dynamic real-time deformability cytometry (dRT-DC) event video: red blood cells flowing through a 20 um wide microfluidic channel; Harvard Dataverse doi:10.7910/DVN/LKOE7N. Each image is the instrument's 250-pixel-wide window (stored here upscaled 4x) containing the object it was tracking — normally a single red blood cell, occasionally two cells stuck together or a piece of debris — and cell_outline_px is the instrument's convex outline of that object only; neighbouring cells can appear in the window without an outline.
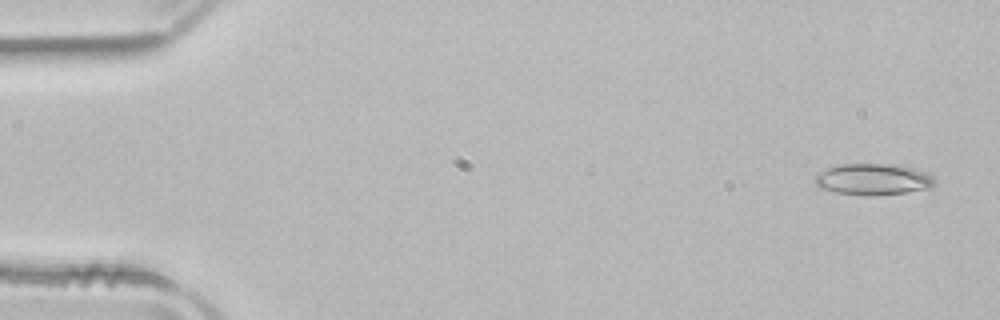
{"species": "common noctule bat (a hibernating species)", "species_latin": "Nyctalus noctula", "temperature_condition": "room temperature", "stored_images_in_passage": 52, "camera_frame_rate_fps": 3000, "um_per_image_px": 0.085, "animal": {"sex": "male", "body_mass_g": 21.5, "forearm_length_mm": 52.0}, "frame": {"image": 1, "passage_image": 3, "time_ms": 0.667, "image_size_px": [1000, 320], "cell_outline_px": [[936, 184], [928, 188], [904, 192], [836, 192], [820, 188], [816, 184], [816, 176], [820, 172], [836, 164], [896, 164], [912, 168], [924, 172], [932, 176], [936, 180]], "centroid_in_image_um": [74.23, 15.18], "position_along_channel_um": 10.8, "area_um2": 20.69}}
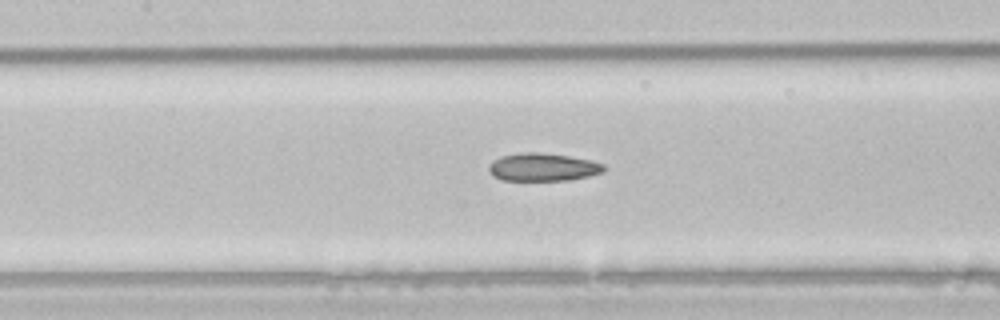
{"frame": {"image": 2, "passage_image": 24, "time_ms": 7.667, "image_size_px": [1000, 320], "cell_outline_px": [[608, 168], [604, 172], [588, 176], [568, 180], [500, 180], [492, 176], [488, 168], [488, 164], [492, 160], [500, 156], [524, 152], [536, 152], [568, 156], [592, 160], [604, 164]], "centroid_in_image_um": [46.14, 14.2], "position_along_channel_um": 161.3, "area_um2": 18.9}}
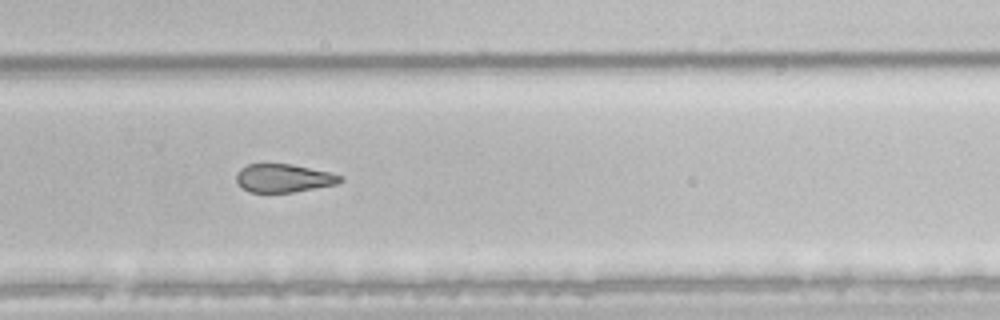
{"frame": {"image": 3, "passage_image": 35, "time_ms": 11.333, "image_size_px": [1000, 320], "cell_outline_px": [[344, 180], [336, 184], [292, 192], [248, 192], [236, 180], [236, 172], [240, 168], [248, 164], [292, 164], [328, 172], [344, 176]], "centroid_in_image_um": [24.1, 15.13], "position_along_channel_um": 305.7, "area_um2": 16.99}, "authors_computed_cell_mechanics": {"area_um2": 20.3456, "velocity_mm_per_s": 3.9581, "shape_relaxation_time_tau1_ms": null, "shape_relaxation_time_tau2_ms": 3.957, "deformation_change_tau1": null, "deformation_change_tau2": 0.1122}}